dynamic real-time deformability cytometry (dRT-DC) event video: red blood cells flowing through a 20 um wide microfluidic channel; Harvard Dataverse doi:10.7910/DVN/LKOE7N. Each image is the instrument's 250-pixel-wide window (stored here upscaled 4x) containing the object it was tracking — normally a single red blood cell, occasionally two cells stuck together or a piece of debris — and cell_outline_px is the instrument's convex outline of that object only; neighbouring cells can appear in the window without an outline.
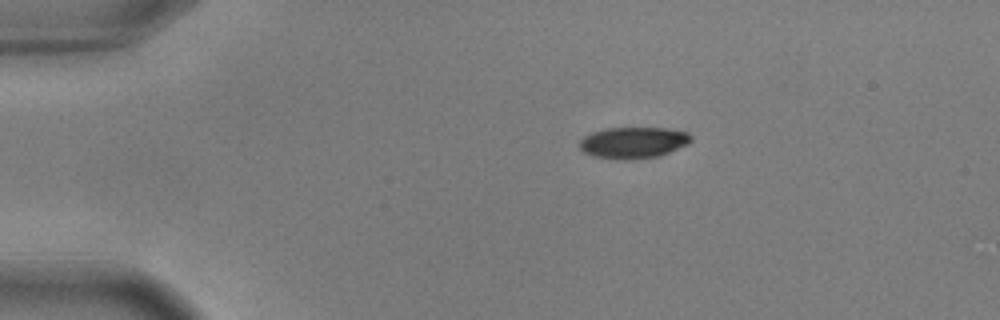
{"species": "common noctule bat (a hibernating species)", "species_latin": "Nyctalus noctula", "temperature_condition": "warm", "stored_images_in_passage": 46, "camera_frame_rate_fps": 3000, "um_per_image_px": 0.085, "animal": {"sex": "male", "body_mass_g": 17.9, "forearm_length_mm": 54.2}, "frame": {"image": 1, "passage_image": 1, "time_ms": 0.0, "image_size_px": [1000, 320], "cell_outline_px": [[692, 140], [688, 144], [660, 156], [592, 156], [584, 152], [580, 148], [580, 140], [584, 136], [592, 132], [604, 128], [664, 128], [688, 132], [692, 136]], "centroid_in_image_um": [53.87, 12.05], "position_along_channel_um": 31.1, "area_um2": 19.42}}
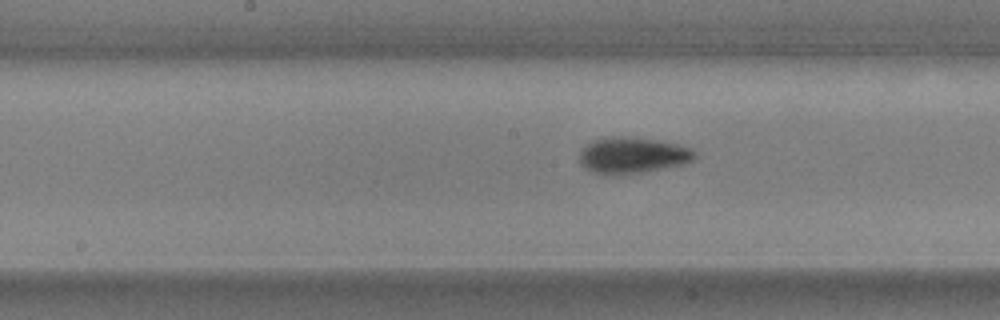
{"frame": {"image": 2, "passage_image": 19, "time_ms": 6.0, "image_size_px": [1000, 320], "cell_outline_px": [[696, 156], [692, 160], [684, 164], [640, 172], [612, 176], [596, 172], [584, 168], [580, 164], [580, 152], [588, 144], [596, 140], [652, 140], [676, 144], [692, 148], [696, 152]], "centroid_in_image_um": [53.8, 13.27], "position_along_channel_um": 194.4, "area_um2": 22.95}}
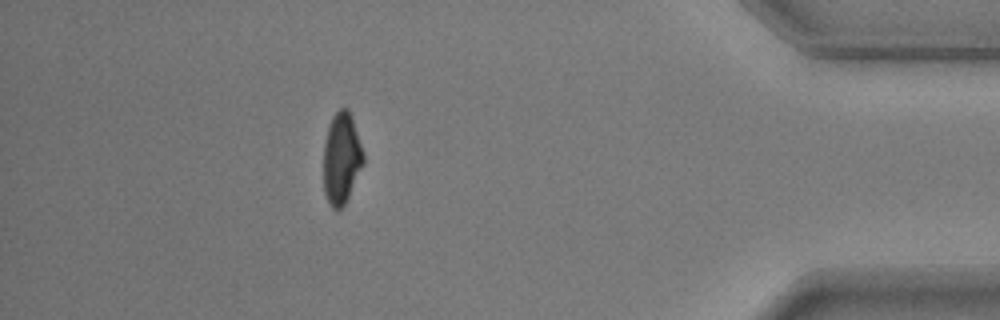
{"frame": {"image": 3, "passage_image": 40, "time_ms": 13.0, "image_size_px": [1000, 320], "cell_outline_px": [[364, 164], [344, 204], [340, 208], [332, 208], [324, 192], [324, 144], [328, 128], [332, 116], [340, 108], [348, 108], [352, 116], [364, 152]], "centroid_in_image_um": [29.04, 13.41], "position_along_channel_um": 406.2, "area_um2": 21.1}, "authors_computed_cell_mechanics": {"area_um2": 22.3975, "velocity_mm_per_s": 3.6514, "shape_relaxation_time_tau1_ms": 3.4086, "shape_relaxation_time_tau2_ms": 1.5406, "deformation_change_tau1": 0.1665, "deformation_change_tau2": 0.0579}}